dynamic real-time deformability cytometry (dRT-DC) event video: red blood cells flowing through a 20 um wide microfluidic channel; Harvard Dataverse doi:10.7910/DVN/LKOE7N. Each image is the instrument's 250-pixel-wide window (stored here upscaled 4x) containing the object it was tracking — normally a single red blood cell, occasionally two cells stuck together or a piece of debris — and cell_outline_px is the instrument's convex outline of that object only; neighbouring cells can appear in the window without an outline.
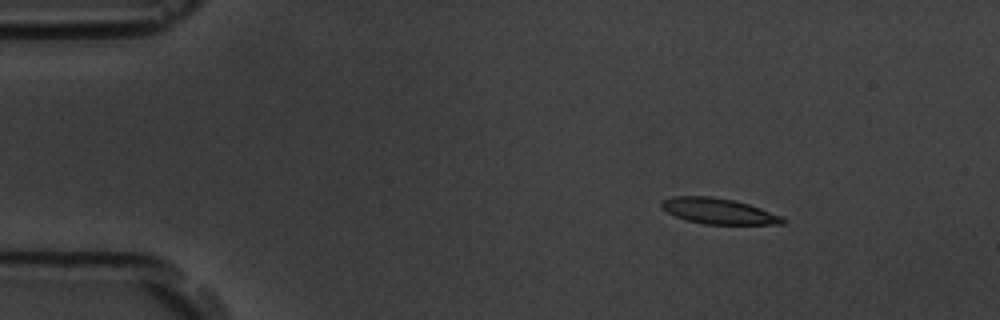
{"species": "common noctule bat (a hibernating species)", "species_latin": "Nyctalus noctula", "temperature_condition": "room temperature", "stored_images_in_passage": 8, "camera_frame_rate_fps": 3000, "um_per_image_px": 0.085, "animal": {"sex": "male", "body_mass_g": 19.5, "forearm_length_mm": 54.6}, "frame": {"image": 1, "passage_image": 2, "time_ms": 2.0, "image_size_px": [1000, 320], "cell_outline_px": [[788, 220], [784, 224], [704, 224], [688, 220], [676, 216], [660, 208], [660, 200], [672, 196], [712, 196], [736, 200], [784, 216]], "centroid_in_image_um": [61.09, 17.93], "position_along_channel_um": 23.9, "area_um2": 18.38}}
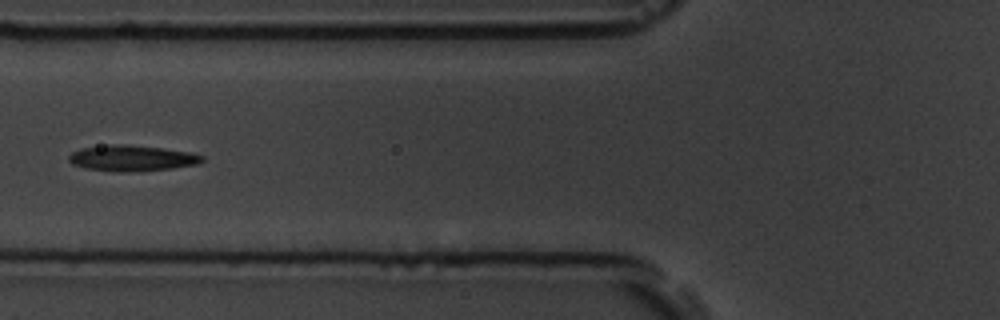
{"frame": {"image": 2, "passage_image": 6, "time_ms": 6.667, "image_size_px": [1000, 320], "cell_outline_px": [[204, 160], [196, 164], [172, 168], [132, 172], [120, 172], [84, 168], [72, 164], [68, 160], [68, 156], [72, 152], [80, 148], [108, 144], [120, 144], [160, 148], [188, 152], [204, 156]], "centroid_in_image_um": [11.15, 13.45], "position_along_channel_um": 114.6, "area_um2": 20.0}}
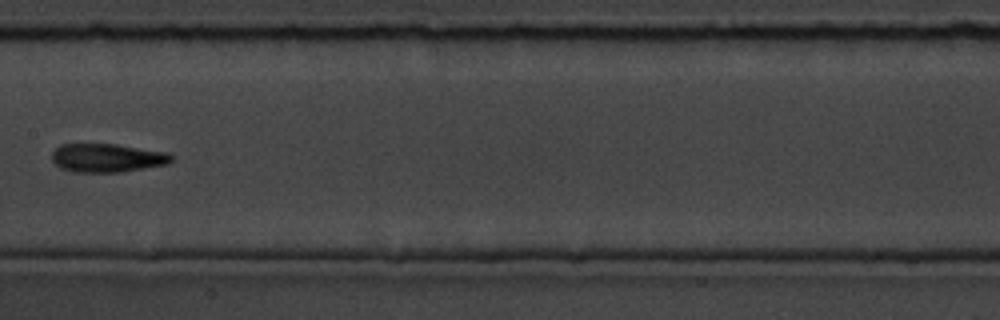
{"frame": {"image": 3, "passage_image": 8, "time_ms": 9.0, "image_size_px": [1000, 320], "cell_outline_px": [[172, 160], [168, 164], [120, 172], [72, 172], [60, 168], [52, 160], [52, 152], [60, 144], [116, 144], [168, 152], [172, 156]], "centroid_in_image_um": [9.1, 13.42], "position_along_channel_um": 198.3, "area_um2": 19.94}}